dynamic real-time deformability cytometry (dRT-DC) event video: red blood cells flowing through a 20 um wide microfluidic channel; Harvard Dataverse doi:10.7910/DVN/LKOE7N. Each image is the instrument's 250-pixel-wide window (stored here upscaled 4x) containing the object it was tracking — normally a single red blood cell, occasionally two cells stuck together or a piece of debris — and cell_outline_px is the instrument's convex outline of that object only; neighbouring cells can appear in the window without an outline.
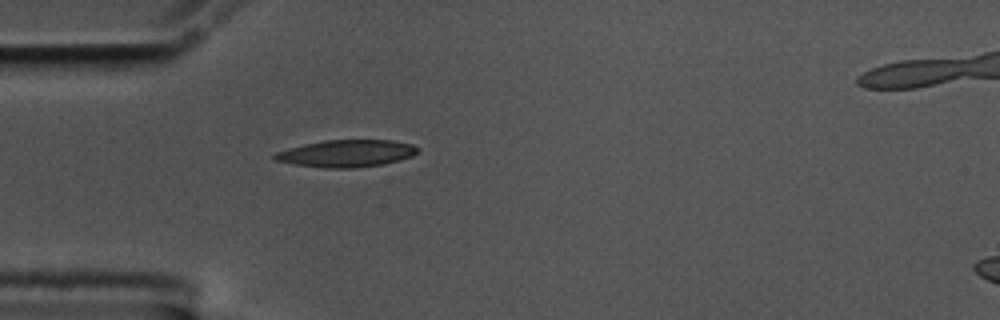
{"species": "common noctule bat (a hibernating species)", "species_latin": "Nyctalus noctula", "temperature_condition": "cold", "stored_images_in_passage": 41, "camera_frame_rate_fps": 3000, "um_per_image_px": 0.085, "animal": {"sex": "male", "body_mass_g": 17.5, "forearm_length_mm": 52.3}, "frame": {"image": 1, "passage_image": 1, "time_ms": 0.0, "image_size_px": [1000, 320], "cell_outline_px": [[420, 148], [412, 156], [400, 160], [384, 164], [356, 168], [324, 168], [296, 164], [272, 160], [272, 156], [276, 152], [288, 148], [304, 144], [324, 140], [392, 140], [412, 144]], "centroid_in_image_um": [29.45, 13.04], "position_along_channel_um": 55.6, "area_um2": 22.72}}
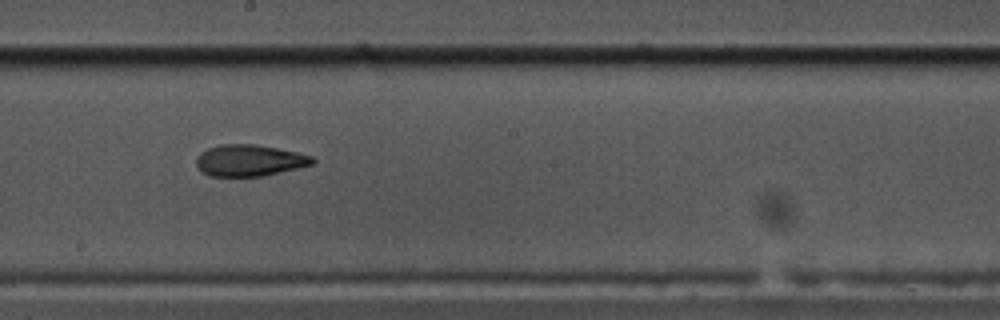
{"frame": {"image": 2, "passage_image": 16, "time_ms": 5.0, "image_size_px": [1000, 320], "cell_outline_px": [[316, 160], [312, 164], [264, 176], [208, 176], [196, 164], [196, 160], [200, 152], [208, 148], [220, 144], [256, 144], [296, 152], [312, 156]], "centroid_in_image_um": [21.19, 13.63], "position_along_channel_um": 227.0, "area_um2": 21.15}}
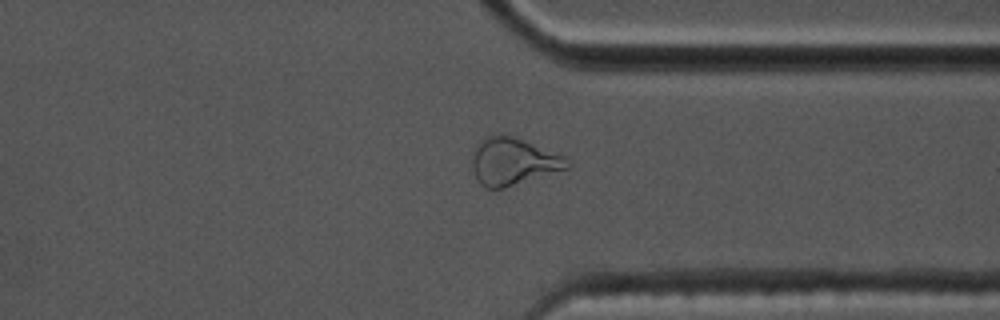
{"frame": {"image": 3, "passage_image": 28, "time_ms": 9.0, "image_size_px": [1000, 320], "cell_outline_px": [[572, 168], [504, 188], [484, 188], [476, 180], [472, 168], [472, 152], [480, 140], [488, 136], [512, 136], [564, 156], [572, 164]], "centroid_in_image_um": [43.62, 13.77], "position_along_channel_um": 367.8, "area_um2": 26.18}, "authors_computed_cell_mechanics": {"area_um2": 22.0218, "velocity_mm_per_s": 3.5349, "shape_relaxation_time_tau1_ms": 6.3109, "shape_relaxation_time_tau2_ms": 3.2948, "deformation_change_tau1": 0.2257, "deformation_change_tau2": 0.113}}